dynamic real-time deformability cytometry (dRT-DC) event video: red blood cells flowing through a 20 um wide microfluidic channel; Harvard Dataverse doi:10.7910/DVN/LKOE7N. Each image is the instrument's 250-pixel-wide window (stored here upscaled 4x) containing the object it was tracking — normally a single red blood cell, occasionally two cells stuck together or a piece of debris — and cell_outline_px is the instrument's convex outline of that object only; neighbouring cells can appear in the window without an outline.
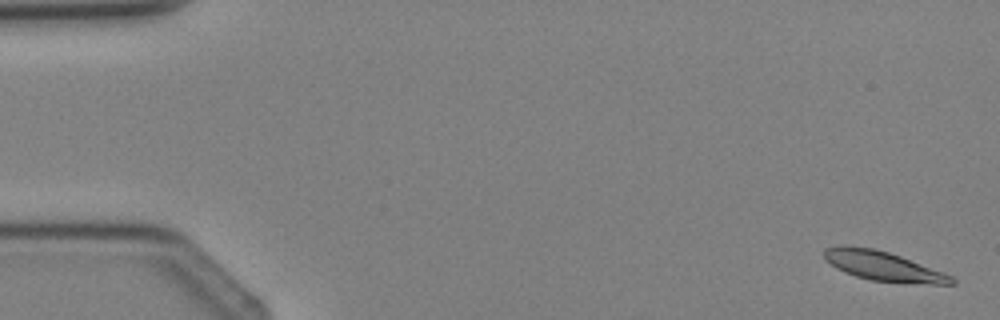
{"species": "Egyptian fruit bat (a non-hibernating species)", "species_latin": "Rousettus aegyptiacus", "temperature_condition": "cold", "stored_images_in_passage": 4, "camera_frame_rate_fps": 3000, "um_per_image_px": 0.085, "animal": {"sex": "female"}, "frame": {"image": 1, "passage_image": 1, "time_ms": 0.0, "image_size_px": [1000, 320], "cell_outline_px": [[956, 284], [932, 284], [872, 280], [856, 276], [844, 272], [836, 268], [824, 260], [824, 248], [872, 248], [888, 252], [900, 256], [952, 276], [956, 280]], "centroid_in_image_um": [75.1, 22.65], "position_along_channel_um": 9.9, "area_um2": 20.98}}